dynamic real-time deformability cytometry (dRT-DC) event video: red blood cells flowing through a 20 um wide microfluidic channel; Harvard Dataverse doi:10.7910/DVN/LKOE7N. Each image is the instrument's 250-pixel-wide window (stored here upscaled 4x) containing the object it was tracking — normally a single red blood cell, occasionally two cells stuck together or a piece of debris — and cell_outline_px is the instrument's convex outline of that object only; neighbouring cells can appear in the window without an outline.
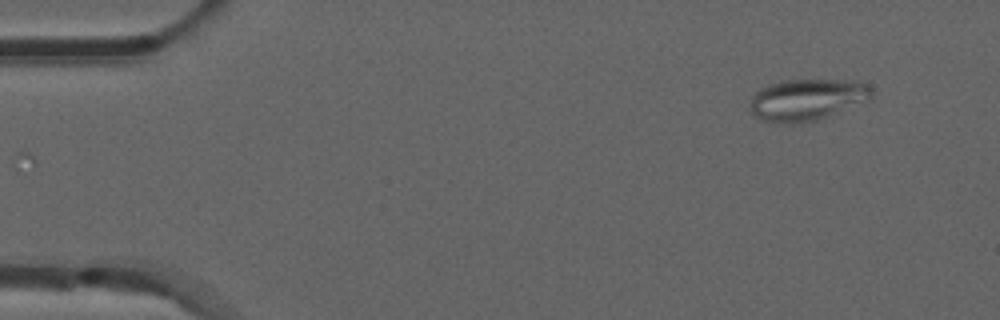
{"species": "common noctule bat (a hibernating species)", "species_latin": "Nyctalus noctula", "temperature_condition": "room temperature", "stored_images_in_passage": 49, "segment_of_instrument_passage": [1, 2], "camera_frame_rate_fps": 3000, "um_per_image_px": 0.085, "animal": {"sex": "male", "forearm_length_mm": 52.5}, "frame": {"image": 1, "passage_image": 1, "time_ms": 0.0, "image_size_px": [1000, 320], "cell_outline_px": [[872, 100], [820, 120], [792, 124], [776, 124], [764, 120], [756, 116], [752, 112], [752, 96], [760, 88], [768, 84], [784, 80], [856, 80], [872, 88]], "centroid_in_image_um": [68.65, 8.49], "position_along_channel_um": 16.3, "area_um2": 29.94}}
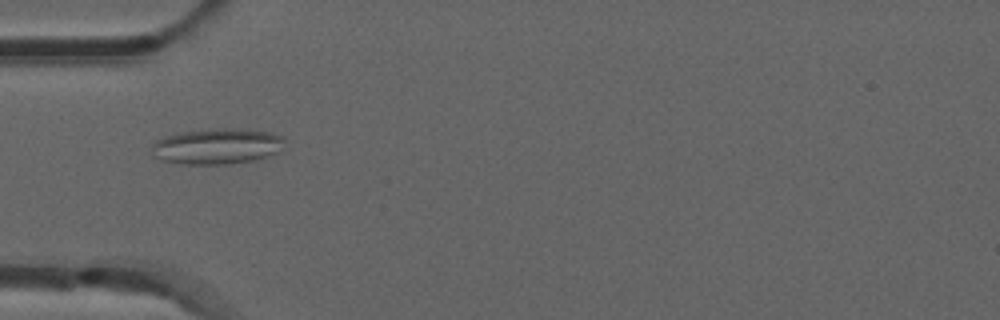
{"frame": {"image": 2, "passage_image": 13, "time_ms": 4.0, "image_size_px": [1000, 320], "cell_outline_px": [[284, 140], [280, 152], [268, 156], [252, 160], [228, 164], [184, 164], [160, 160], [152, 156], [152, 144], [156, 140], [164, 136], [180, 132], [216, 128], [232, 128], [268, 132], [284, 136]], "centroid_in_image_um": [18.42, 12.43], "position_along_channel_um": 66.6, "area_um2": 27.8}}